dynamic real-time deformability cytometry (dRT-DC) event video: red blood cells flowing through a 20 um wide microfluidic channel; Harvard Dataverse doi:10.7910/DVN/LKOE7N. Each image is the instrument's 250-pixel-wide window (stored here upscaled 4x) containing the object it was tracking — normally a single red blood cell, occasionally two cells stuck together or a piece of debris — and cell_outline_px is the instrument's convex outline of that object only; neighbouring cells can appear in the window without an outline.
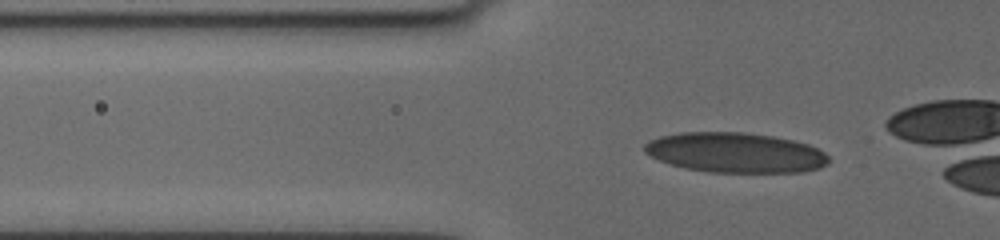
{"species": "human", "species_latin": "Homo sapiens", "temperature_condition": "cold", "stored_images_in_passage": 51, "camera_frame_rate_fps": 3000, "um_per_image_px": 0.085, "donor": {"sex": "female"}, "frame": {"image": 1, "passage_image": 3, "time_ms": 0.667, "image_size_px": [1000, 240], "cell_outline_px": [[828, 164], [820, 168], [804, 172], [708, 172], [688, 168], [672, 164], [660, 160], [644, 152], [644, 144], [660, 136], [680, 132], [744, 132], [772, 136], [792, 140], [808, 144], [824, 152], [828, 156]], "centroid_in_image_um": [62.53, 12.97], "position_along_channel_um": 63.3, "area_um2": 42.77}}
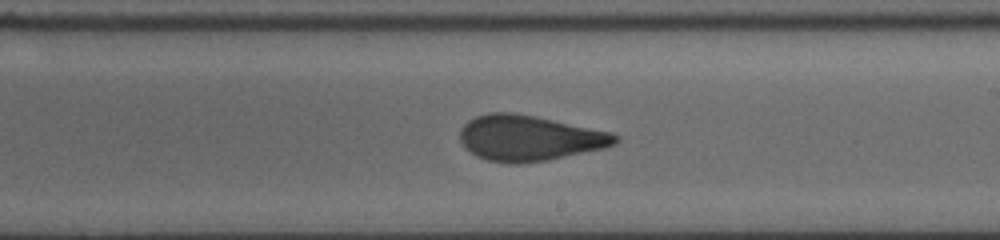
{"frame": {"image": 2, "passage_image": 28, "time_ms": 6.0, "image_size_px": [1000, 240], "cell_outline_px": [[620, 140], [604, 148], [548, 160], [520, 164], [508, 164], [488, 160], [476, 156], [464, 148], [460, 140], [460, 128], [468, 120], [476, 116], [488, 112], [512, 112], [536, 116], [612, 132], [620, 136]], "centroid_in_image_um": [44.96, 11.73], "position_along_channel_um": 244.0, "area_um2": 41.5}}
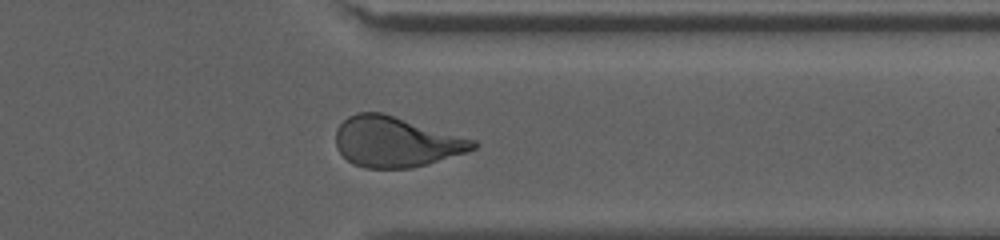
{"frame": {"image": 3, "passage_image": 44, "time_ms": 9.667, "image_size_px": [1000, 240], "cell_outline_px": [[480, 144], [476, 148], [428, 164], [412, 168], [364, 168], [352, 164], [336, 148], [336, 128], [348, 116], [356, 112], [384, 112], [476, 140]], "centroid_in_image_um": [33.64, 12.04], "position_along_channel_um": 377.8, "area_um2": 40.52}}